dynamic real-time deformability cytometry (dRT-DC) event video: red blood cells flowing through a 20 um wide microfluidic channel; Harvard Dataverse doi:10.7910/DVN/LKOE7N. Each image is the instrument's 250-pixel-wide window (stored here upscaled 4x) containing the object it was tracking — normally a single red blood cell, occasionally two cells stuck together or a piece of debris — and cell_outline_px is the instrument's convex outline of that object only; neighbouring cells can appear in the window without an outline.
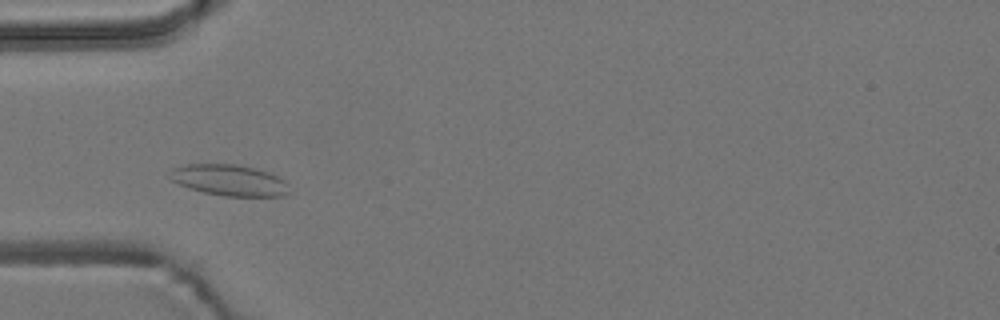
{"species": "common noctule bat (a hibernating species)", "species_latin": "Nyctalus noctula", "temperature_condition": "room temperature", "stored_images_in_passage": 50, "camera_frame_rate_fps": 3000, "um_per_image_px": 0.085, "animal": {"sex": "male", "body_mass_g": 19.2, "forearm_length_mm": 51.8}, "frame": {"image": 1, "passage_image": 12, "time_ms": 3.667, "image_size_px": [1000, 320], "cell_outline_px": [[288, 192], [284, 196], [224, 196], [204, 192], [188, 188], [172, 180], [172, 168], [184, 164], [236, 164], [256, 168], [268, 172], [284, 180], [288, 184]], "centroid_in_image_um": [19.51, 15.31], "position_along_channel_um": 65.5, "area_um2": 21.5}}
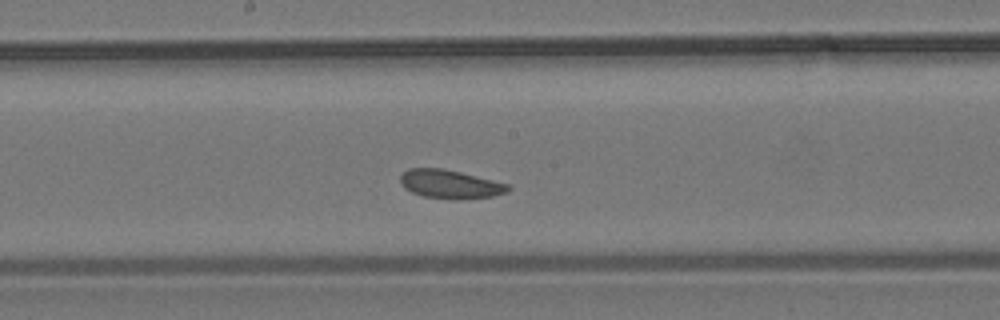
{"frame": {"image": 2, "passage_image": 24, "time_ms": 7.667, "image_size_px": [1000, 320], "cell_outline_px": [[512, 188], [508, 192], [492, 196], [456, 200], [424, 196], [412, 192], [404, 188], [400, 180], [400, 176], [408, 168], [444, 168], [508, 184]], "centroid_in_image_um": [38.26, 15.65], "position_along_channel_um": 209.9, "area_um2": 17.92}}
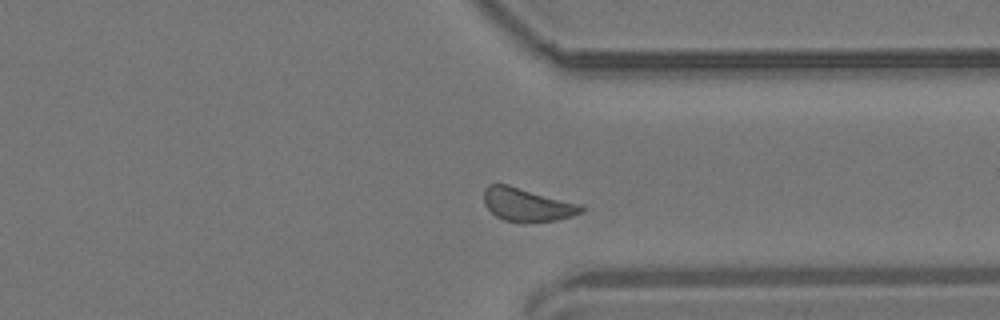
{"frame": {"image": 3, "passage_image": 37, "time_ms": 12.0, "image_size_px": [1000, 320], "cell_outline_px": [[588, 208], [584, 212], [572, 216], [556, 220], [504, 220], [496, 216], [484, 204], [484, 188], [488, 184], [508, 184], [580, 204]], "centroid_in_image_um": [44.82, 17.36], "position_along_channel_um": 366.6, "area_um2": 18.5}, "authors_computed_cell_mechanics": {"area_um2": 18.7561, "velocity_mm_per_s": 3.6301, "shape_relaxation_time_tau1_ms": null, "shape_relaxation_time_tau2_ms": 3.1474, "deformation_change_tau1": null, "deformation_change_tau2": 0.0733}}